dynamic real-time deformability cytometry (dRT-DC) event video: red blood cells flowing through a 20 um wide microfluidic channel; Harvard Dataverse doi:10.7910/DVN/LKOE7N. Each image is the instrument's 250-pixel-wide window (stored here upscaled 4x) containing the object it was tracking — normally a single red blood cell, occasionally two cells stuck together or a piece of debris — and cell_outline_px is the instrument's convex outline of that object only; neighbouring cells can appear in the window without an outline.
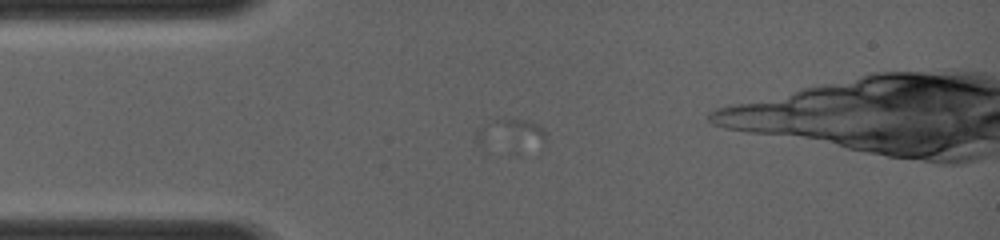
{"species": "common noctule bat (a hibernating species)", "species_latin": "Nyctalus noctula", "temperature_condition": "room temperature", "stored_images_in_passage": 32, "camera_frame_rate_fps": 4000, "um_per_image_px": 0.085, "animal": {"sex": "female", "body_mass_g": 19.0, "forearm_length_mm": 56.7}, "frame": {"image": 1, "passage_image": 3, "time_ms": 0.5, "image_size_px": [1000, 240], "cell_outline_px": [[548, 136], [544, 140], [480, 144], [476, 140], [476, 128], [480, 124], [496, 116], [528, 120], [540, 124], [548, 132]], "centroid_in_image_um": [43.3, 11.13], "position_along_channel_um": 41.7, "area_um2": 10.98}}
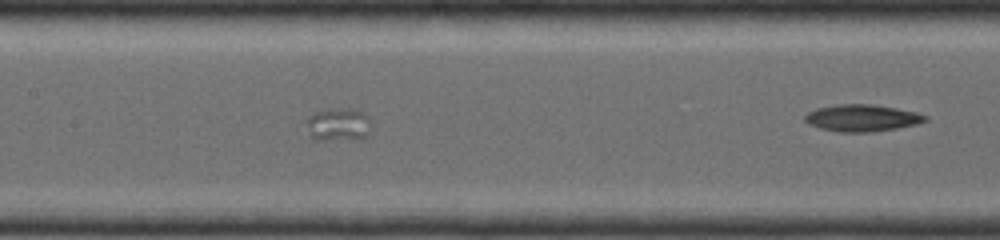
{"frame": {"image": 2, "passage_image": 19, "time_ms": 4.5, "image_size_px": [1000, 240], "cell_outline_px": [[368, 136], [360, 140], [312, 140], [308, 124], [308, 120], [316, 112], [360, 112], [368, 120]], "centroid_in_image_um": [28.76, 10.72], "position_along_channel_um": 178.6, "area_um2": 11.33}}
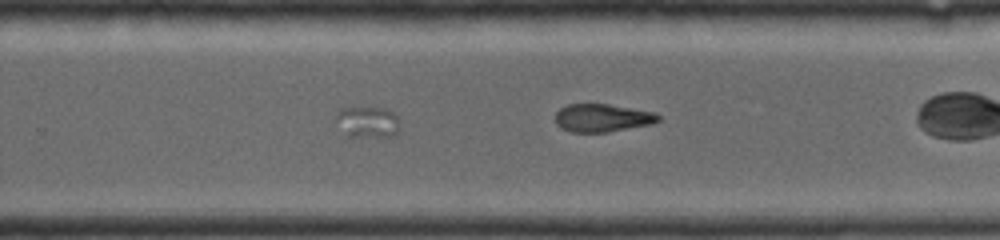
{"frame": {"image": 3, "passage_image": 31, "time_ms": 7.5, "image_size_px": [1000, 240], "cell_outline_px": [[400, 128], [392, 136], [344, 140], [336, 116], [336, 112], [340, 108], [384, 108], [392, 112], [400, 120]], "centroid_in_image_um": [31.19, 10.45], "position_along_channel_um": 298.6, "area_um2": 12.31}}